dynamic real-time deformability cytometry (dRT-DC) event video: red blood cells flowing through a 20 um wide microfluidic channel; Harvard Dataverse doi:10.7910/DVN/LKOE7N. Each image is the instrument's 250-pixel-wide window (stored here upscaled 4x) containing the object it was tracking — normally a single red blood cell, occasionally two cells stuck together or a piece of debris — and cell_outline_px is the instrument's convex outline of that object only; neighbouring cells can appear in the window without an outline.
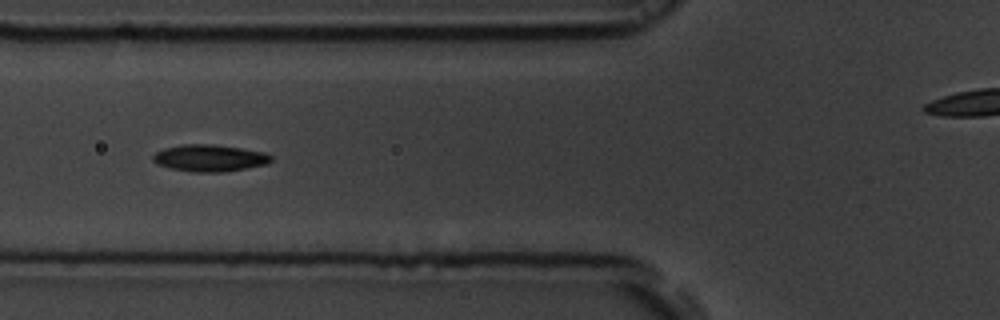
{"species": "common noctule bat (a hibernating species)", "species_latin": "Nyctalus noctula", "temperature_condition": "room temperature", "stored_images_in_passage": 40, "camera_frame_rate_fps": 3000, "um_per_image_px": 0.085, "animal": {"sex": "male", "body_mass_g": 19.5, "forearm_length_mm": 54.6}, "frame": {"image": 1, "passage_image": 7, "time_ms": 2.0, "image_size_px": [1000, 320], "cell_outline_px": [[272, 160], [268, 164], [248, 168], [224, 172], [192, 172], [168, 168], [156, 164], [152, 160], [152, 156], [156, 152], [164, 148], [184, 144], [212, 144], [240, 148], [264, 152], [272, 156]], "centroid_in_image_um": [17.8, 13.44], "position_along_channel_um": 108.0, "area_um2": 18.67}}
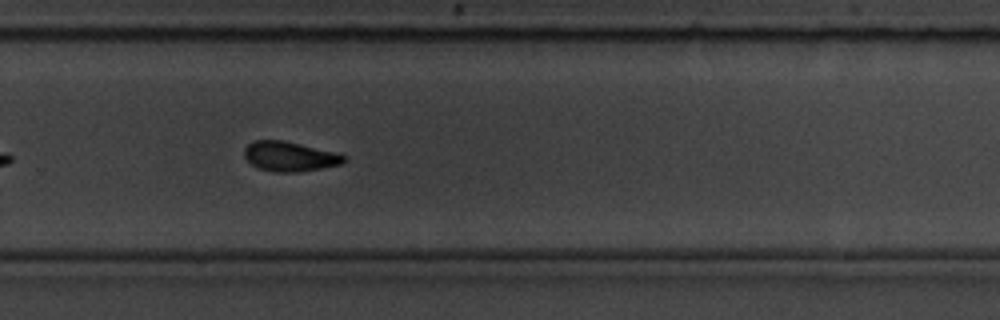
{"frame": {"image": 2, "passage_image": 23, "time_ms": 7.333, "image_size_px": [1000, 320], "cell_outline_px": [[348, 160], [340, 164], [320, 168], [296, 172], [276, 172], [260, 168], [252, 164], [244, 156], [244, 148], [252, 140], [284, 140], [340, 152], [348, 156]], "centroid_in_image_um": [24.68, 13.27], "position_along_channel_um": 305.1, "area_um2": 17.51}, "authors_computed_cell_mechanics": {"area_um2": 17.6868, "velocity_mm_per_s": 3.7046, "shape_relaxation_time_tau1_ms": 2.4833, "shape_relaxation_time_tau2_ms": 4.5574, "deformation_change_tau1": 0.1293, "deformation_change_tau2": 0.0794}}